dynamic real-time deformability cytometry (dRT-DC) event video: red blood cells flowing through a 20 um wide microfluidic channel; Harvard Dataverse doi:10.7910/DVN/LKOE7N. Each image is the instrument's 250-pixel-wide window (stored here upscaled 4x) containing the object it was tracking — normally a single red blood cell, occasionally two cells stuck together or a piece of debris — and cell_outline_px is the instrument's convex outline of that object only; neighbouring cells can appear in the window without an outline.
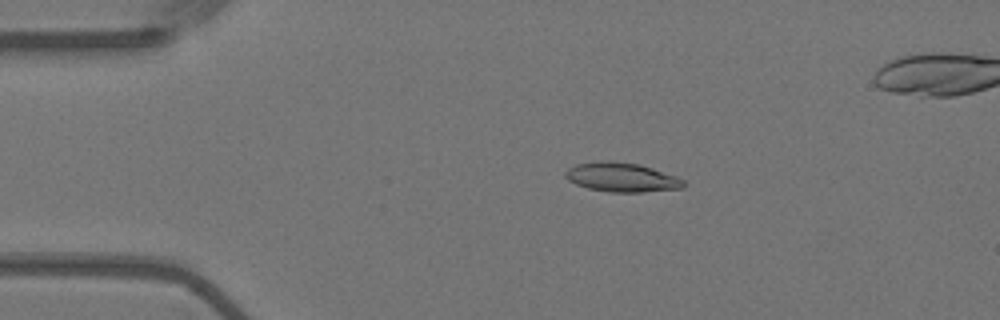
{"species": "Egyptian fruit bat (a non-hibernating species)", "species_latin": "Rousettus aegyptiacus", "temperature_condition": "warm", "stored_images_in_passage": 27, "camera_frame_rate_fps": 3000, "um_per_image_px": 0.085, "animal": {"sex": "female"}, "frame": {"image": 1, "passage_image": 1, "time_ms": 0.0, "image_size_px": [1000, 320], "cell_outline_px": [[684, 188], [640, 192], [608, 192], [588, 188], [576, 184], [568, 180], [564, 176], [564, 172], [568, 168], [576, 164], [604, 160], [612, 160], [640, 164], [676, 176], [684, 180]], "centroid_in_image_um": [52.82, 15.06], "position_along_channel_um": 32.2, "area_um2": 20.23}}
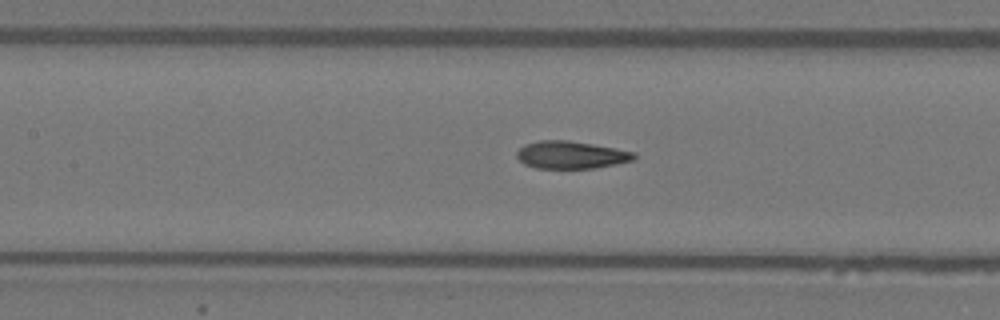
{"frame": {"image": 2, "passage_image": 15, "time_ms": 4.667, "image_size_px": [1000, 320], "cell_outline_px": [[636, 160], [596, 168], [536, 168], [524, 164], [516, 156], [516, 152], [524, 144], [540, 140], [568, 140], [592, 144], [636, 152]], "centroid_in_image_um": [48.55, 13.16], "position_along_channel_um": 158.9, "area_um2": 18.9}}
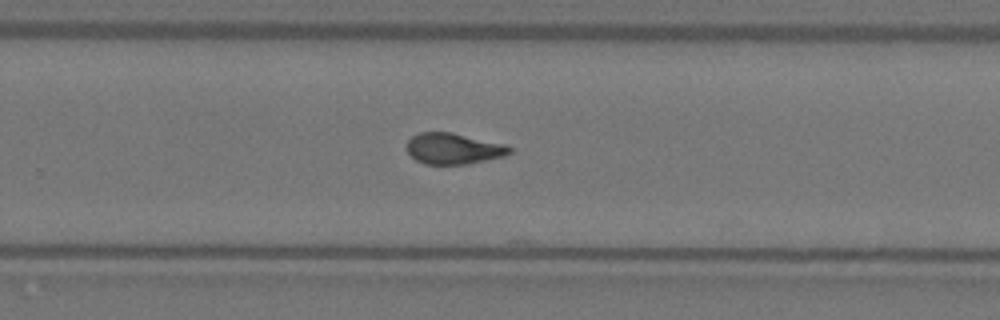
{"frame": {"image": 3, "passage_image": 26, "time_ms": 8.333, "image_size_px": [1000, 320], "cell_outline_px": [[512, 152], [504, 156], [468, 164], [424, 164], [416, 160], [404, 148], [408, 140], [412, 136], [420, 132], [452, 132], [504, 144], [512, 148]], "centroid_in_image_um": [38.52, 12.63], "position_along_channel_um": 291.3, "area_um2": 18.67}}